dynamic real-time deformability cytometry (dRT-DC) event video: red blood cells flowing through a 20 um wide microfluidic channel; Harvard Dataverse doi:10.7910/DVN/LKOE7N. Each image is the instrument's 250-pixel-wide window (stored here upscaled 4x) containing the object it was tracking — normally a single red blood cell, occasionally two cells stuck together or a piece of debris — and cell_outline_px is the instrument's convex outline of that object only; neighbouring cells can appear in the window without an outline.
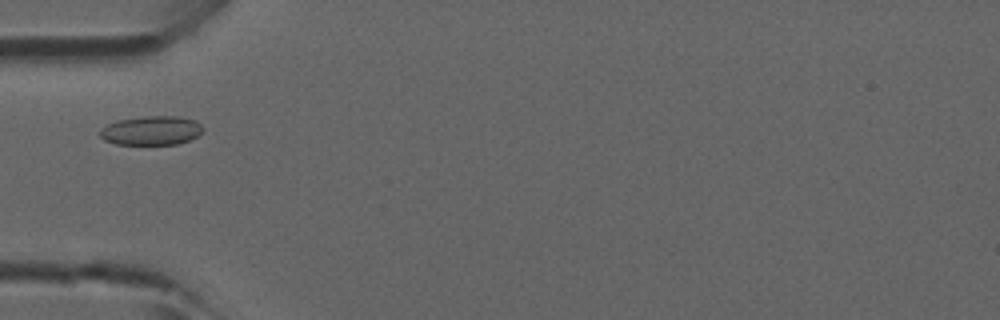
{"species": "common noctule bat (a hibernating species)", "species_latin": "Nyctalus noctula", "temperature_condition": "room temperature", "stored_images_in_passage": 3, "camera_frame_rate_fps": 3000, "um_per_image_px": 0.085, "animal": {"sex": "male", "forearm_length_mm": 52.5}, "frame": {"image": 1, "passage_image": 3, "time_ms": 0.667, "image_size_px": [1000, 320], "cell_outline_px": [[204, 128], [196, 136], [188, 140], [176, 144], [116, 144], [104, 140], [100, 136], [100, 128], [116, 120], [144, 116], [180, 116], [196, 120]], "centroid_in_image_um": [12.84, 11.08], "position_along_channel_um": 72.2, "area_um2": 17.46}}